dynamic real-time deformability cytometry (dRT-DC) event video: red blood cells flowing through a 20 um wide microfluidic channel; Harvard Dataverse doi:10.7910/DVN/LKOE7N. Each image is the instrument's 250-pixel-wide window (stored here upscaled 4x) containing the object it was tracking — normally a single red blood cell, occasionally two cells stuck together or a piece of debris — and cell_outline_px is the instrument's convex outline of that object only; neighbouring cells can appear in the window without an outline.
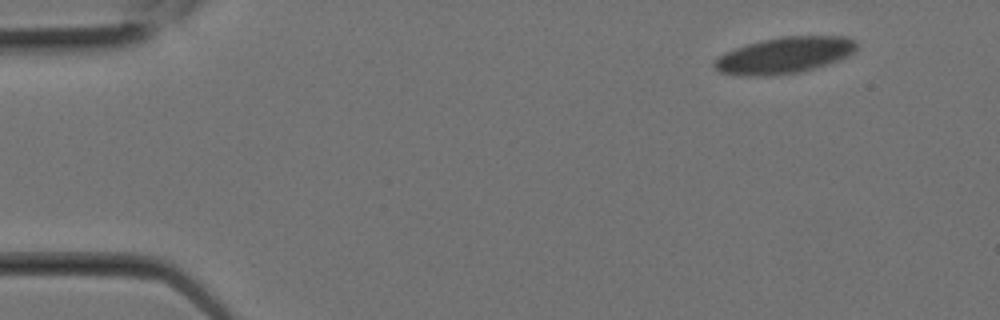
{"species": "Egyptian fruit bat (a non-hibernating species)", "species_latin": "Rousettus aegyptiacus", "temperature_condition": "room temperature", "stored_images_in_passage": 2, "camera_frame_rate_fps": 3000, "um_per_image_px": 0.085, "animal": {"sex": "female"}, "frame": {"image": 1, "passage_image": 1, "time_ms": 0.0, "image_size_px": [1000, 320], "cell_outline_px": [[856, 48], [848, 56], [840, 60], [800, 72], [764, 76], [744, 76], [720, 72], [712, 64], [724, 52], [760, 40], [780, 36], [844, 36], [856, 40]], "centroid_in_image_um": [66.68, 4.69], "position_along_channel_um": 18.3, "area_um2": 30.0}}
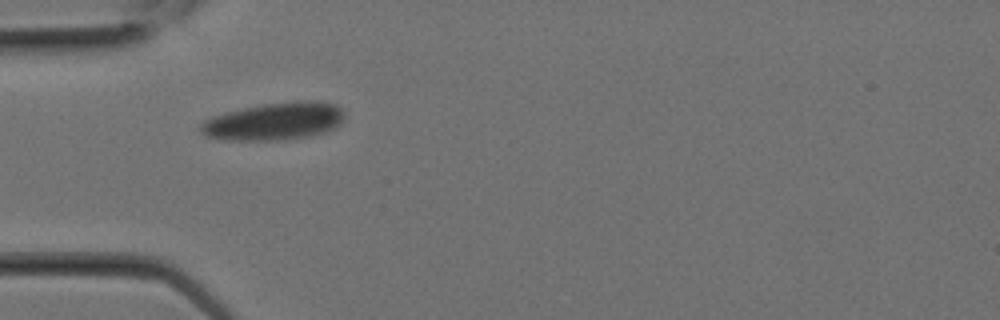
{"frame": {"image": 2, "passage_image": 2, "time_ms": 0.333, "image_size_px": [1000, 320], "cell_outline_px": [[344, 120], [336, 128], [324, 132], [308, 136], [276, 140], [228, 140], [204, 136], [200, 132], [200, 124], [204, 120], [212, 116], [244, 108], [264, 104], [308, 100], [312, 100], [336, 104], [344, 112]], "centroid_in_image_um": [23.33, 10.31], "position_along_channel_um": 61.7, "area_um2": 31.39}}